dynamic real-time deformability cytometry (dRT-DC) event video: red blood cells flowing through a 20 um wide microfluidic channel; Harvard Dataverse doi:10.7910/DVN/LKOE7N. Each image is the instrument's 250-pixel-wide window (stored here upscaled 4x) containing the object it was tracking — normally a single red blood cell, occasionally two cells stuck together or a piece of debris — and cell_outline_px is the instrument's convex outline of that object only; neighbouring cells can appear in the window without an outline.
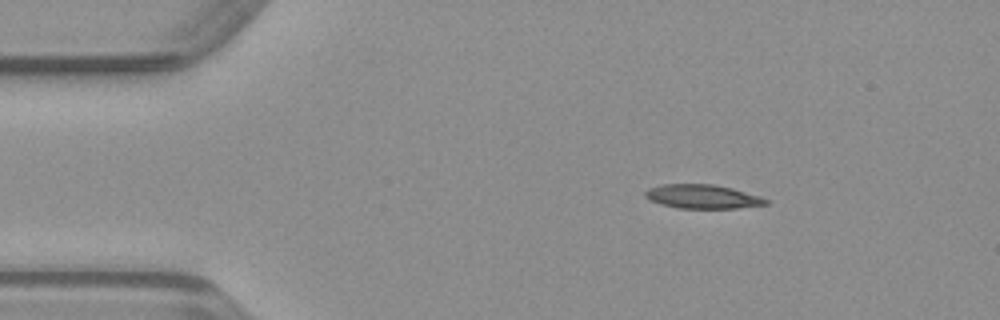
{"species": "common noctule bat (a hibernating species)", "species_latin": "Nyctalus noctula", "temperature_condition": "warm", "stored_images_in_passage": 42, "camera_frame_rate_fps": 3000, "um_per_image_px": 0.085, "animal": {"sex": "male", "body_mass_g": 23.1, "forearm_length_mm": 52.7}, "frame": {"image": 1, "passage_image": 1, "time_ms": 0.0, "image_size_px": [1000, 320], "cell_outline_px": [[768, 204], [736, 208], [676, 208], [660, 204], [644, 196], [644, 192], [648, 188], [660, 184], [712, 184], [732, 188], [760, 196], [768, 200]], "centroid_in_image_um": [59.68, 16.7], "position_along_channel_um": 25.3, "area_um2": 16.82}}
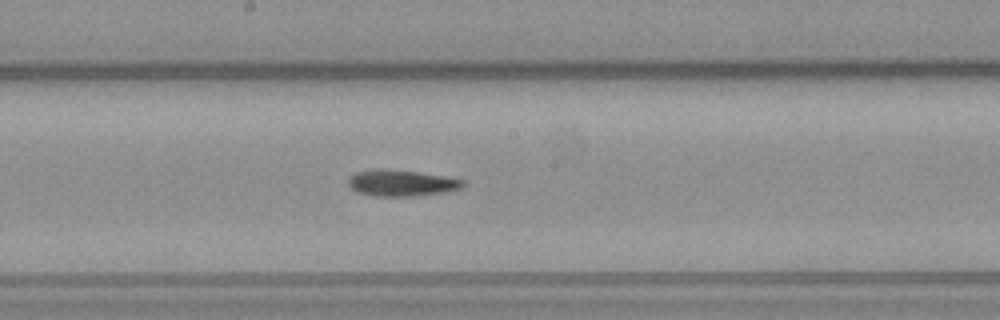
{"frame": {"image": 2, "passage_image": 19, "time_ms": 6.0, "image_size_px": [1000, 320], "cell_outline_px": [[464, 184], [460, 188], [448, 192], [416, 196], [376, 196], [356, 192], [348, 184], [348, 176], [356, 172], [380, 168], [384, 168], [416, 172], [444, 176], [464, 180]], "centroid_in_image_um": [34.1, 15.56], "position_along_channel_um": 214.1, "area_um2": 17.63}}
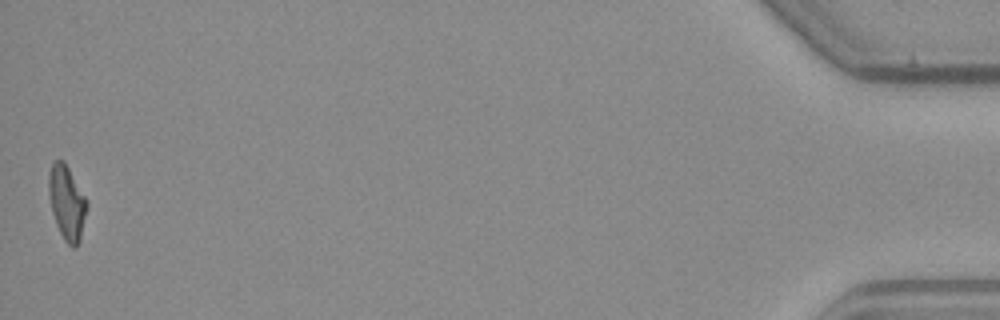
{"frame": {"image": 3, "passage_image": 42, "time_ms": 13.667, "image_size_px": [1000, 320], "cell_outline_px": [[88, 208], [80, 240], [76, 248], [72, 248], [64, 240], [56, 224], [52, 212], [48, 192], [48, 172], [52, 164], [56, 160], [64, 160], [88, 200]], "centroid_in_image_um": [5.7, 17.22], "position_along_channel_um": 429.5, "area_um2": 16.82}}